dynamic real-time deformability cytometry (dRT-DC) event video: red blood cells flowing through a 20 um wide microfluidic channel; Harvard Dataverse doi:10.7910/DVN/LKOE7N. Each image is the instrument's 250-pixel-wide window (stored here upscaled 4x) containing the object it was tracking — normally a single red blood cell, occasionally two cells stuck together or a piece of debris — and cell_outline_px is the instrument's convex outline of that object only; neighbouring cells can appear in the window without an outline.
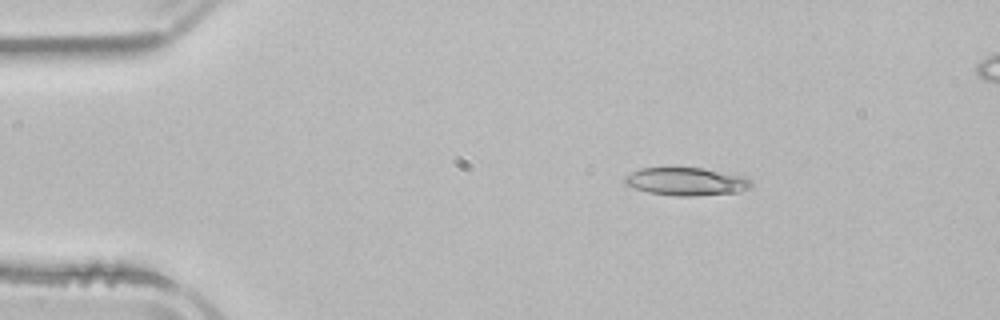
{"species": "common noctule bat (a hibernating species)", "species_latin": "Nyctalus noctula", "temperature_condition": "room temperature", "stored_images_in_passage": 3, "camera_frame_rate_fps": 3000, "um_per_image_px": 0.085, "animal": {"sex": "male", "body_mass_g": 21.5, "forearm_length_mm": 52.0}, "frame": {"image": 1, "passage_image": 1, "time_ms": 0.0, "image_size_px": [1000, 320], "cell_outline_px": [[752, 188], [740, 192], [692, 196], [676, 196], [648, 192], [624, 184], [624, 176], [640, 168], [704, 168], [744, 176], [752, 180]], "centroid_in_image_um": [58.38, 15.43], "position_along_channel_um": 26.6, "area_um2": 20.69}}